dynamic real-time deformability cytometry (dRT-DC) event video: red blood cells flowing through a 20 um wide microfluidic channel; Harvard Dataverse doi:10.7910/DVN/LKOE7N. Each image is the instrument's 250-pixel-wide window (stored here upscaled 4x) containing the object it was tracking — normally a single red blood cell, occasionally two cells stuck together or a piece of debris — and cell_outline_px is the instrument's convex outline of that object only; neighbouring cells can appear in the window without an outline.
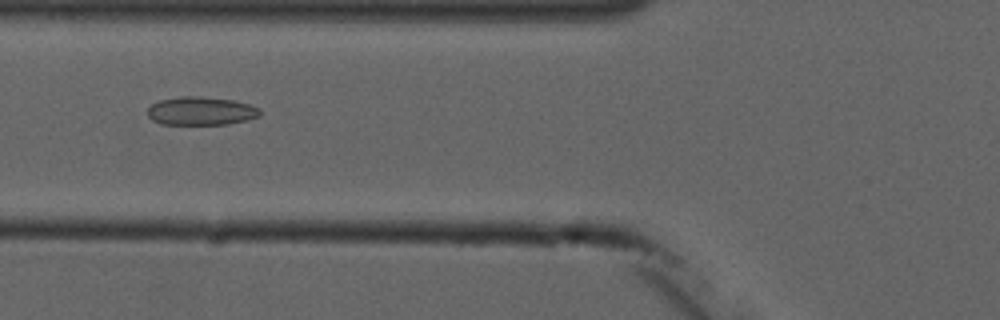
{"species": "common noctule bat (a hibernating species)", "species_latin": "Nyctalus noctula", "temperature_condition": "cold", "stored_images_in_passage": 7, "camera_frame_rate_fps": 3000, "um_per_image_px": 0.085, "animal": {"sex": "male", "forearm_length_mm": 52.5}, "frame": {"image": 1, "passage_image": 6, "time_ms": 6.667, "image_size_px": [1000, 320], "cell_outline_px": [[260, 116], [248, 120], [228, 124], [160, 124], [152, 120], [148, 116], [148, 108], [152, 104], [160, 100], [180, 96], [200, 96], [232, 100], [252, 104], [260, 108]], "centroid_in_image_um": [17.11, 9.43], "position_along_channel_um": 108.7, "area_um2": 18.73}}
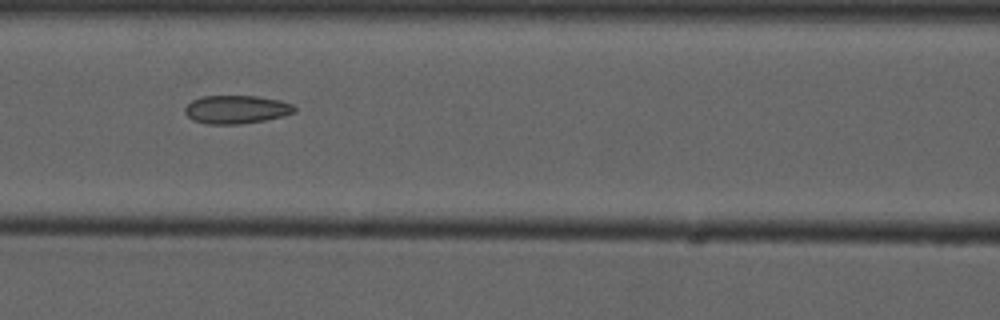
{"frame": {"image": 2, "passage_image": 7, "time_ms": 7.667, "image_size_px": [1000, 320], "cell_outline_px": [[296, 112], [264, 120], [240, 124], [204, 124], [192, 120], [184, 112], [184, 108], [192, 100], [204, 96], [256, 96], [280, 100], [292, 104], [296, 108]], "centroid_in_image_um": [20.06, 9.3], "position_along_channel_um": 146.5, "area_um2": 18.03}}